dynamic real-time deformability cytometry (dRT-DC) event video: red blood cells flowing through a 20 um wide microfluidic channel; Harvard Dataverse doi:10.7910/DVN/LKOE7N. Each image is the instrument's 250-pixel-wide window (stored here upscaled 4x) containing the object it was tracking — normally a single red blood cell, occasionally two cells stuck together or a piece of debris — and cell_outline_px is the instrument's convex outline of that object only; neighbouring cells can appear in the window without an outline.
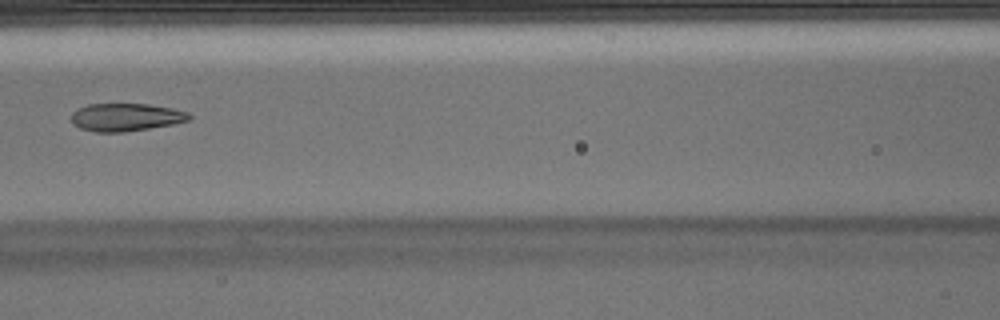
{"species": "Egyptian fruit bat (a non-hibernating species)", "species_latin": "Rousettus aegyptiacus", "temperature_condition": "warm", "stored_images_in_passage": 7, "camera_frame_rate_fps": 3000, "um_per_image_px": 0.085, "animal": {"sex": "male"}, "frame": {"image": 1, "passage_image": 7, "time_ms": 2.0, "image_size_px": [1000, 320], "cell_outline_px": [[192, 116], [188, 120], [176, 124], [124, 132], [96, 132], [80, 128], [72, 124], [72, 112], [76, 108], [88, 104], [148, 104], [172, 108], [188, 112]], "centroid_in_image_um": [10.69, 9.96], "position_along_channel_um": 155.9, "area_um2": 19.25}}